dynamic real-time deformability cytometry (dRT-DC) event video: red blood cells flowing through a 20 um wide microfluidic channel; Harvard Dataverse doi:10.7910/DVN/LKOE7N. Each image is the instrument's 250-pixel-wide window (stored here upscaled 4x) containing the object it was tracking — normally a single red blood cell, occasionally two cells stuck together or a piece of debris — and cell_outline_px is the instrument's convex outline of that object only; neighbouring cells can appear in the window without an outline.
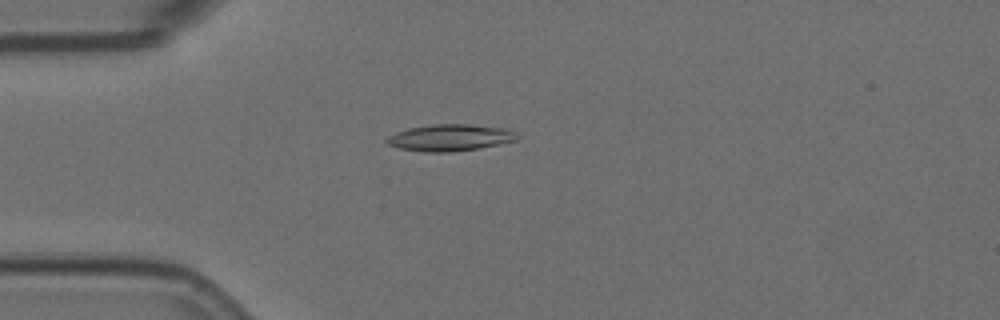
{"species": "Egyptian fruit bat (a non-hibernating species)", "species_latin": "Rousettus aegyptiacus", "temperature_condition": "room temperature", "stored_images_in_passage": 57, "camera_frame_rate_fps": 3000, "um_per_image_px": 0.085, "animal": {"sex": "female"}, "frame": {"image": 1, "passage_image": 15, "time_ms": 4.667, "image_size_px": [1000, 320], "cell_outline_px": [[520, 136], [516, 140], [500, 144], [480, 148], [452, 152], [424, 152], [400, 148], [388, 144], [384, 140], [388, 136], [396, 132], [408, 128], [432, 124], [472, 124], [508, 128], [516, 132]], "centroid_in_image_um": [38.29, 11.69], "position_along_channel_um": 46.7, "area_um2": 20.52}}
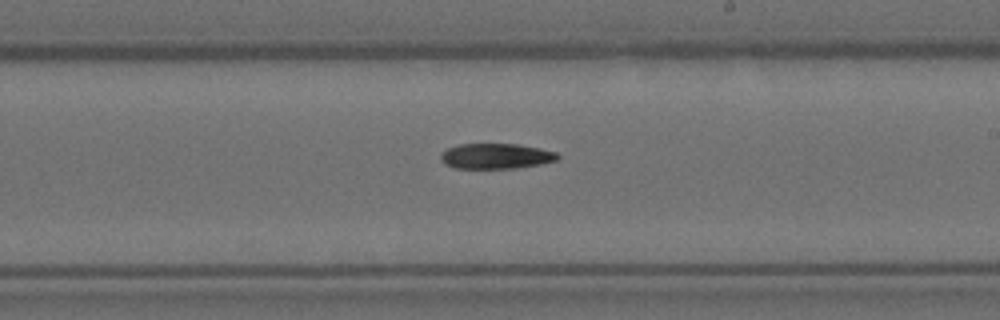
{"frame": {"image": 2, "passage_image": 33, "time_ms": 10.667, "image_size_px": [1000, 320], "cell_outline_px": [[560, 156], [556, 160], [540, 164], [516, 168], [456, 168], [444, 164], [440, 160], [440, 152], [448, 148], [460, 144], [520, 144], [540, 148], [556, 152]], "centroid_in_image_um": [42.13, 13.26], "position_along_channel_um": 246.9, "area_um2": 17.34}}
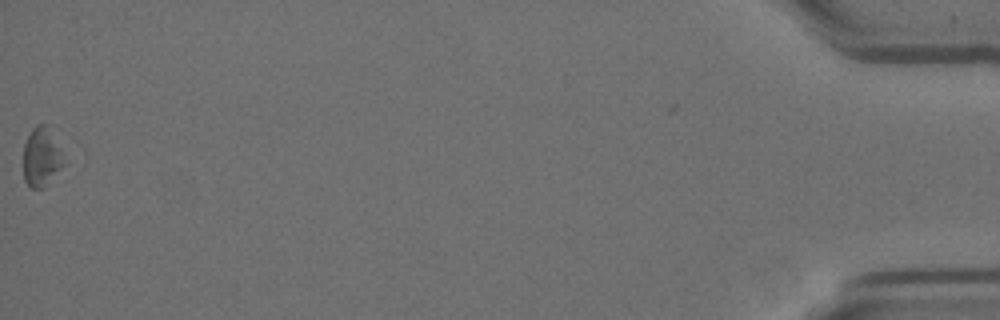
{"frame": {"image": 3, "passage_image": 57, "time_ms": 18.667, "image_size_px": [1000, 320], "cell_outline_px": [[68, 164], [44, 188], [32, 188], [24, 180], [24, 144], [32, 128], [36, 124], [44, 124]], "centroid_in_image_um": [3.54, 13.43], "position_along_channel_um": 431.7, "area_um2": 13.81}, "authors_computed_cell_mechanics": {"area_um2": 18.2648, "velocity_mm_per_s": 3.5666, "shape_relaxation_time_tau1_ms": 4.8578, "shape_relaxation_time_tau2_ms": null, "deformation_change_tau1": 0.0954, "deformation_change_tau2": null}}